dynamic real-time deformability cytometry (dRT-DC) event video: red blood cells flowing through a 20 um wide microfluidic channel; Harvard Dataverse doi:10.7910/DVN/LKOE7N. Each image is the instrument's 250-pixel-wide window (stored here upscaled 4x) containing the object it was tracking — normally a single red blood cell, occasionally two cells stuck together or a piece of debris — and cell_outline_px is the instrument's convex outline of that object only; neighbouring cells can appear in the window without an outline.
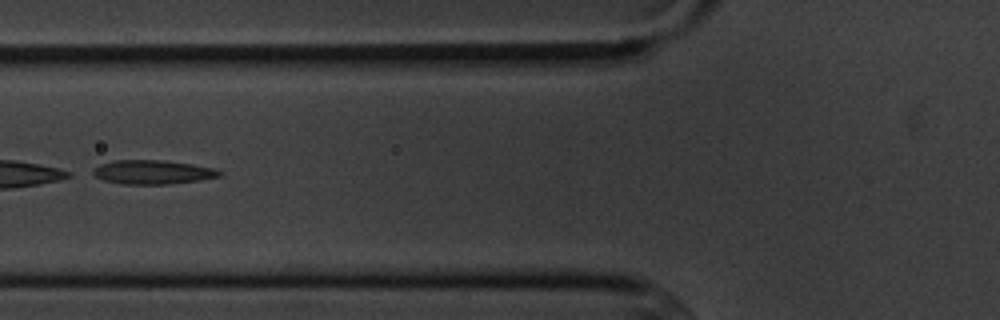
{"species": "common noctule bat (a hibernating species)", "species_latin": "Nyctalus noctula", "temperature_condition": "cold", "stored_images_in_passage": 9, "camera_frame_rate_fps": 3000, "um_per_image_px": 0.085, "animal": {"sex": "male", "body_mass_g": 20.1, "forearm_length_mm": 53.5}, "frame": {"image": 1, "passage_image": 6, "time_ms": 6.0, "image_size_px": [1000, 320], "cell_outline_px": [[224, 172], [220, 176], [200, 180], [168, 184], [120, 184], [104, 180], [88, 172], [100, 164], [112, 160], [164, 160], [192, 164], [212, 168]], "centroid_in_image_um": [12.94, 14.62], "position_along_channel_um": 112.9, "area_um2": 17.8}}
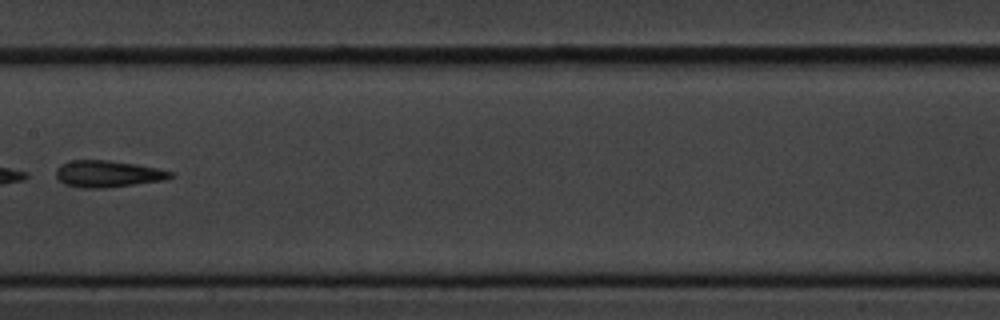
{"frame": {"image": 2, "passage_image": 8, "time_ms": 8.333, "image_size_px": [1000, 320], "cell_outline_px": [[176, 176], [164, 180], [104, 188], [84, 188], [64, 184], [56, 176], [56, 168], [60, 164], [72, 160], [108, 160], [136, 164], [156, 168], [172, 172]], "centroid_in_image_um": [9.15, 14.77], "position_along_channel_um": 198.2, "area_um2": 17.74}}
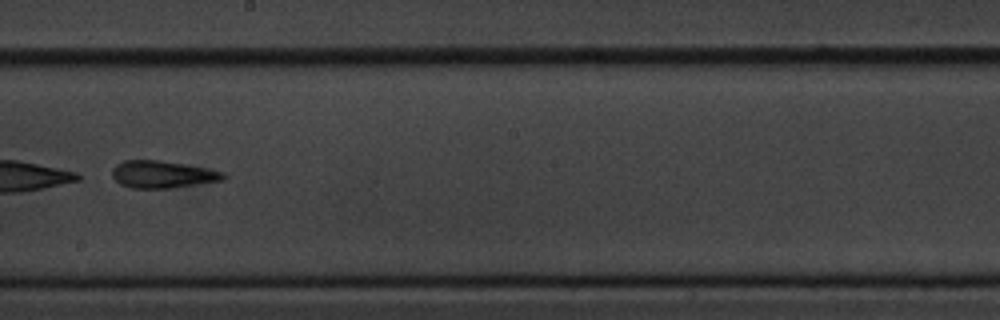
{"frame": {"image": 3, "passage_image": 9, "time_ms": 9.333, "image_size_px": [1000, 320], "cell_outline_px": [[228, 176], [224, 180], [172, 188], [132, 188], [120, 184], [112, 176], [112, 168], [116, 164], [124, 160], [156, 160], [184, 164], [208, 168], [224, 172]], "centroid_in_image_um": [13.83, 14.82], "position_along_channel_um": 234.4, "area_um2": 17.74}}